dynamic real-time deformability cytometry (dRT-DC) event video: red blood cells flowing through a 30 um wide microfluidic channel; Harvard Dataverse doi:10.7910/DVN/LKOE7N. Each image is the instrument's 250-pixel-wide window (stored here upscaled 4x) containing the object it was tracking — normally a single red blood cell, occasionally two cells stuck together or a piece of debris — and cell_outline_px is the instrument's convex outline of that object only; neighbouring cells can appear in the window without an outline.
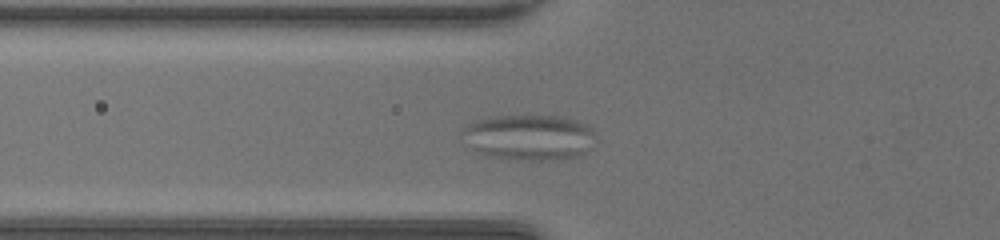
{"species": "common noctule bat (a hibernating species)", "species_latin": "Nyctalus noctula", "temperature_condition": "room temperature", "stored_images_in_passage": 43, "camera_frame_rate_fps": 3000, "um_per_image_px": 0.085, "animal": {"sex": "female", "body_mass_g": 20.0, "forearm_length_mm": 54.0}, "frame": {"image": 1, "passage_image": 15, "time_ms": 4.667, "image_size_px": [1000, 240], "cell_outline_px": [[596, 132], [584, 152], [576, 156], [540, 160], [528, 160], [492, 156], [480, 152], [472, 148], [460, 136], [460, 132], [468, 124], [476, 120], [492, 116], [560, 116], [576, 120], [588, 124]], "centroid_in_image_um": [44.93, 11.64], "position_along_channel_um": 80.9, "area_um2": 34.91}}
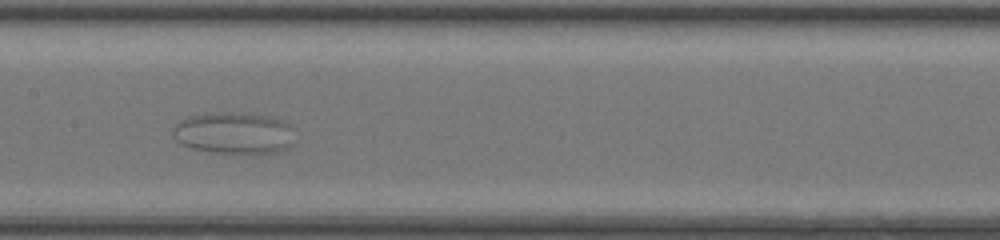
{"frame": {"image": 2, "passage_image": 23, "time_ms": 7.333, "image_size_px": [1000, 240], "cell_outline_px": [[296, 128], [292, 144], [288, 148], [276, 152], [244, 156], [212, 152], [192, 148], [180, 144], [172, 136], [172, 128], [180, 120], [188, 116], [220, 112], [240, 112], [268, 116], [280, 120]], "centroid_in_image_um": [19.91, 11.34], "position_along_channel_um": 187.5, "area_um2": 30.63}}
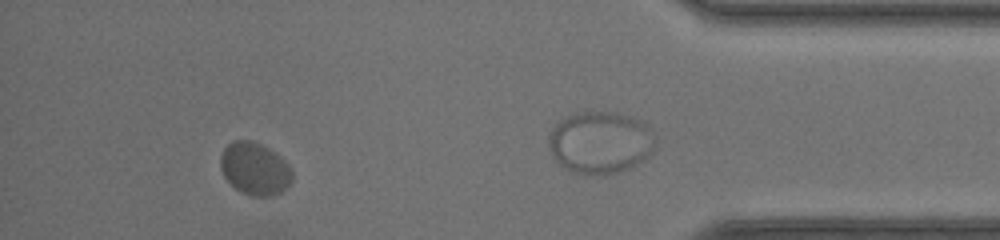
{"frame": {"image": 3, "passage_image": 38, "time_ms": 12.333, "image_size_px": [1000, 240], "cell_outline_px": [[292, 180], [280, 192], [272, 196], [252, 196], [240, 192], [224, 176], [220, 168], [220, 156], [224, 148], [232, 140], [252, 140], [276, 152], [292, 168]], "centroid_in_image_um": [21.65, 14.32], "position_along_channel_um": 413.6, "area_um2": 21.96}}